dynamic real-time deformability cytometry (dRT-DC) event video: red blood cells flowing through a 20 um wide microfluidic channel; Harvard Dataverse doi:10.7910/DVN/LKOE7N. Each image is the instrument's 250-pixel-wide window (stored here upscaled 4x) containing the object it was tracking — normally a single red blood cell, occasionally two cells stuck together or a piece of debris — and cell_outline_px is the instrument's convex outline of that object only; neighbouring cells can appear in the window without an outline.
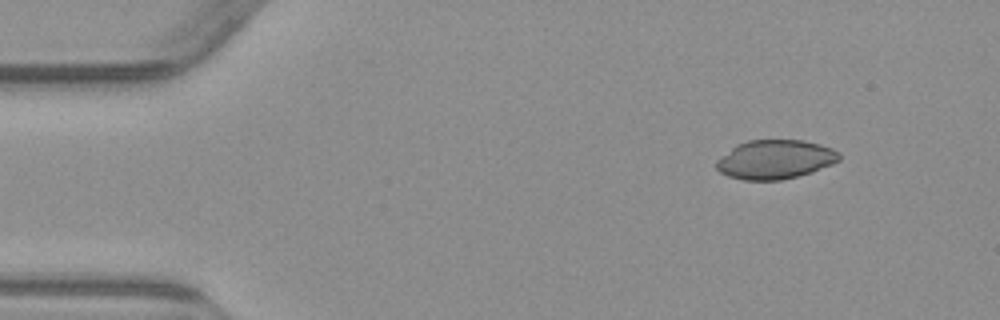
{"species": "common noctule bat (a hibernating species)", "species_latin": "Nyctalus noctula", "temperature_condition": "warm", "stored_images_in_passage": 5, "camera_frame_rate_fps": 3000, "um_per_image_px": 0.085, "animal": {"sex": "male", "body_mass_g": 23.1, "forearm_length_mm": 52.7}, "frame": {"image": 1, "passage_image": 2, "time_ms": 1.0, "image_size_px": [1000, 320], "cell_outline_px": [[840, 160], [832, 164], [812, 172], [780, 180], [744, 180], [728, 176], [720, 172], [716, 168], [716, 160], [736, 144], [748, 140], [804, 140], [820, 144], [832, 148], [840, 152]], "centroid_in_image_um": [65.89, 13.55], "position_along_channel_um": 19.1, "area_um2": 28.03}}